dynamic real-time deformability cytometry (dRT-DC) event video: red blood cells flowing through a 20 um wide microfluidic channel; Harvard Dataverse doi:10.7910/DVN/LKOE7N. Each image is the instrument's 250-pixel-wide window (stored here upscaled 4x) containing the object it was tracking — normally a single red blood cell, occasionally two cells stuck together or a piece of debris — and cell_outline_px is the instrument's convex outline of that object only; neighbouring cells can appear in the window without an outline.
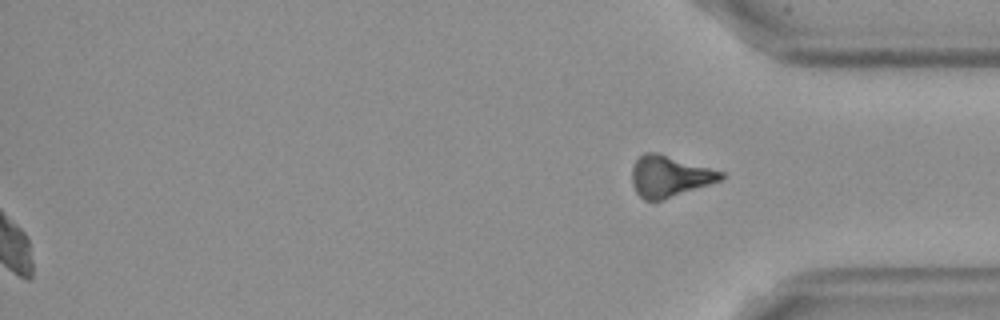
{"species": "Egyptian fruit bat (a non-hibernating species)", "species_latin": "Rousettus aegyptiacus", "temperature_condition": "cold", "stored_images_in_passage": 47, "camera_frame_rate_fps": 3000, "um_per_image_px": 0.085, "frame": {"image": 1, "passage_image": 47, "time_ms": 15.333, "image_size_px": [1000, 320], "cell_outline_px": [[724, 176], [720, 180], [660, 200], [644, 200], [636, 192], [632, 184], [632, 168], [636, 160], [644, 152], [656, 152], [724, 172]], "centroid_in_image_um": [56.86, 14.97], "position_along_channel_um": 378.3, "area_um2": 20.87}, "authors_computed_cell_mechanics": {"area_um2": 23.2934, "velocity_mm_per_s": 3.562, "shape_relaxation_time_tau1_ms": null, "shape_relaxation_time_tau2_ms": 5.2765, "deformation_change_tau1": null, "deformation_change_tau2": 0.1267}}